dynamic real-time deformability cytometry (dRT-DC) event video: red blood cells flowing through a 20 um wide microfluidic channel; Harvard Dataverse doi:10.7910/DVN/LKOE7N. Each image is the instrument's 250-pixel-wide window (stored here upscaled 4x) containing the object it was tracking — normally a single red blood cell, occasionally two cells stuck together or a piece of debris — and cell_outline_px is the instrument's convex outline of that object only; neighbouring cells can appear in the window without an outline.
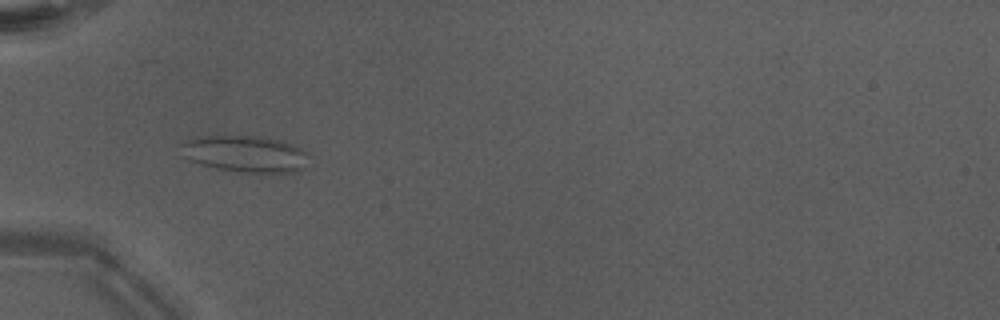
{"species": "Egyptian fruit bat (a non-hibernating species)", "species_latin": "Rousettus aegyptiacus", "temperature_condition": "warm", "stored_images_in_passage": 35, "camera_frame_rate_fps": 3000, "um_per_image_px": 0.085, "animal": {"sex": "male"}, "frame": {"image": 1, "passage_image": 10, "time_ms": 3.0, "image_size_px": [1000, 320], "cell_outline_px": [[304, 168], [296, 172], [260, 176], [236, 172], [216, 168], [192, 160], [184, 156], [176, 144], [188, 140], [208, 136], [260, 136], [280, 140], [292, 144], [300, 148], [304, 152]], "centroid_in_image_um": [20.84, 13.12], "position_along_channel_um": 64.2, "area_um2": 27.69}}
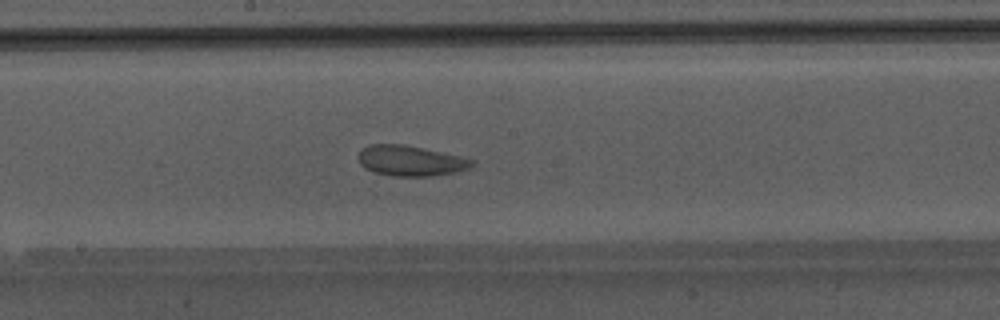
{"frame": {"image": 2, "passage_image": 21, "time_ms": 6.667, "image_size_px": [1000, 320], "cell_outline_px": [[476, 164], [468, 168], [456, 172], [428, 176], [392, 176], [376, 172], [364, 168], [360, 164], [360, 152], [368, 144], [404, 144], [460, 156], [472, 160]], "centroid_in_image_um": [34.9, 13.66], "position_along_channel_um": 213.3, "area_um2": 19.88}}
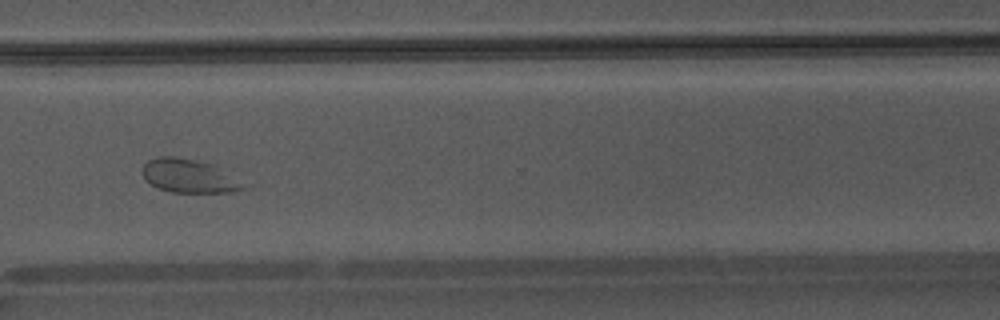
{"frame": {"image": 3, "passage_image": 31, "time_ms": 10.0, "image_size_px": [1000, 320], "cell_outline_px": [[252, 188], [232, 192], [168, 192], [156, 188], [144, 180], [144, 164], [148, 160], [156, 156], [172, 156], [212, 164], [252, 184]], "centroid_in_image_um": [16.18, 14.99], "position_along_channel_um": 354.4, "area_um2": 20.29}, "authors_computed_cell_mechanics": {"area_um2": 21.386, "velocity_mm_per_s": 4.2281, "shape_relaxation_time_tau1_ms": null, "shape_relaxation_time_tau2_ms": 0.7604, "deformation_change_tau1": null, "deformation_change_tau2": 0.0634}}